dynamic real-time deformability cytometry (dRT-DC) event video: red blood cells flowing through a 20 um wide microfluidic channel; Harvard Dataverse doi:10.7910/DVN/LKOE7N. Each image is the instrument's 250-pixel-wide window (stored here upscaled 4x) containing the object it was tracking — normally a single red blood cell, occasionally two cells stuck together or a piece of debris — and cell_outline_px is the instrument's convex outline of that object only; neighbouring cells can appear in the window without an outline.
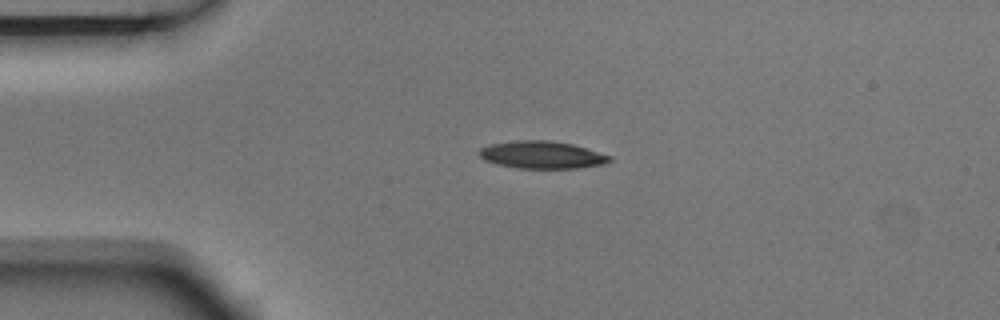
{"species": "Egyptian fruit bat (a non-hibernating species)", "species_latin": "Rousettus aegyptiacus", "temperature_condition": "room temperature", "stored_images_in_passage": 3, "camera_frame_rate_fps": 3000, "um_per_image_px": 0.085, "animal": {"sex": "male"}, "frame": {"image": 1, "passage_image": 1, "time_ms": 0.0, "image_size_px": [1000, 320], "cell_outline_px": [[612, 160], [604, 164], [576, 168], [516, 168], [496, 164], [484, 160], [480, 156], [480, 148], [492, 144], [516, 140], [548, 140], [572, 144], [612, 156]], "centroid_in_image_um": [46.07, 13.16], "position_along_channel_um": 38.9, "area_um2": 20.75}}
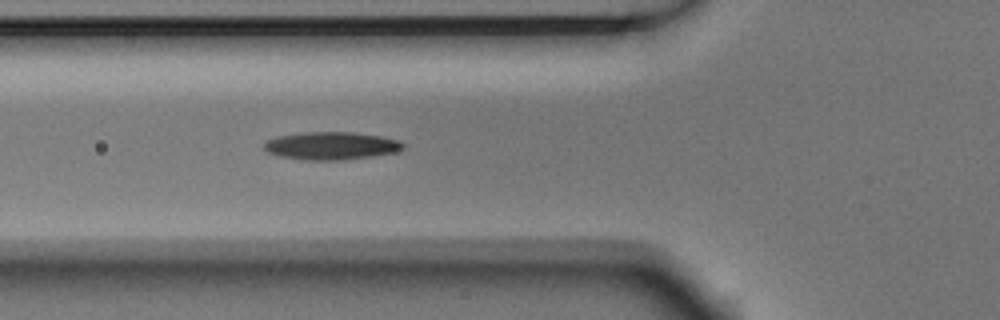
{"frame": {"image": 2, "passage_image": 3, "time_ms": 0.667, "image_size_px": [1000, 320], "cell_outline_px": [[404, 148], [396, 152], [372, 156], [344, 160], [304, 160], [280, 156], [268, 152], [264, 148], [264, 144], [268, 140], [276, 136], [300, 132], [352, 132], [380, 136], [400, 140], [404, 144]], "centroid_in_image_um": [28.16, 12.39], "position_along_channel_um": 97.6, "area_um2": 22.6}}